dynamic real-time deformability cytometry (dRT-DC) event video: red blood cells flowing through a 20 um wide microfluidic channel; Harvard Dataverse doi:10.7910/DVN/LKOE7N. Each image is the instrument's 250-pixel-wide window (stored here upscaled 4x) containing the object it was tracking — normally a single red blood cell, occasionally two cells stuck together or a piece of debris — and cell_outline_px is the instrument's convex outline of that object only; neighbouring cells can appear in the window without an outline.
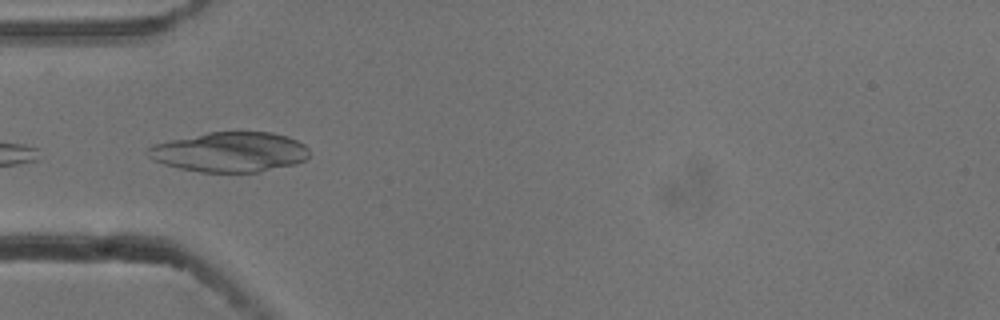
{"species": "common noctule bat (a hibernating species)", "species_latin": "Nyctalus noctula", "temperature_condition": "cold", "stored_images_in_passage": 36, "camera_frame_rate_fps": 3000, "um_per_image_px": 0.085, "animal": {"sex": "male", "body_mass_g": 13.3}, "frame": {"image": 1, "passage_image": 1, "time_ms": 0.0, "image_size_px": [1000, 320], "cell_outline_px": [[308, 156], [304, 160], [296, 164], [260, 172], [200, 172], [180, 168], [164, 164], [152, 160], [148, 156], [148, 148], [152, 144], [208, 132], [272, 132], [288, 136], [304, 144], [308, 148]], "centroid_in_image_um": [19.55, 12.92], "position_along_channel_um": 65.5, "area_um2": 37.57}}
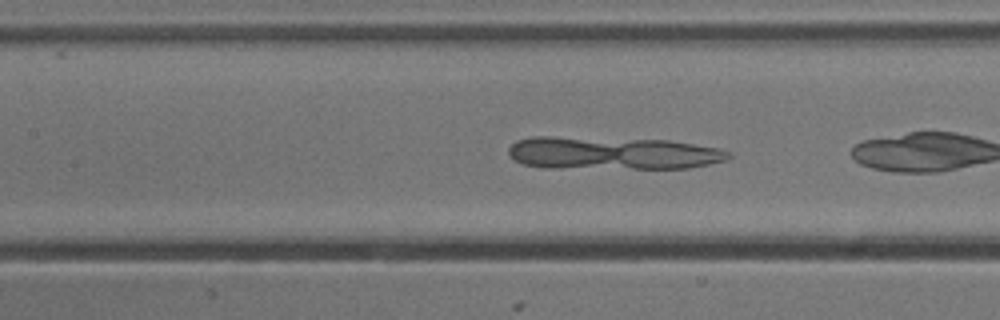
{"frame": {"image": 2, "passage_image": 6, "time_ms": 1.667, "image_size_px": [1000, 320], "cell_outline_px": [[732, 156], [724, 160], [708, 164], [688, 168], [552, 168], [524, 164], [516, 160], [508, 152], [508, 148], [516, 140], [532, 136], [552, 136], [668, 140], [716, 148], [728, 152]], "centroid_in_image_um": [52.0, 13.01], "position_along_channel_um": 155.4, "area_um2": 41.91}}